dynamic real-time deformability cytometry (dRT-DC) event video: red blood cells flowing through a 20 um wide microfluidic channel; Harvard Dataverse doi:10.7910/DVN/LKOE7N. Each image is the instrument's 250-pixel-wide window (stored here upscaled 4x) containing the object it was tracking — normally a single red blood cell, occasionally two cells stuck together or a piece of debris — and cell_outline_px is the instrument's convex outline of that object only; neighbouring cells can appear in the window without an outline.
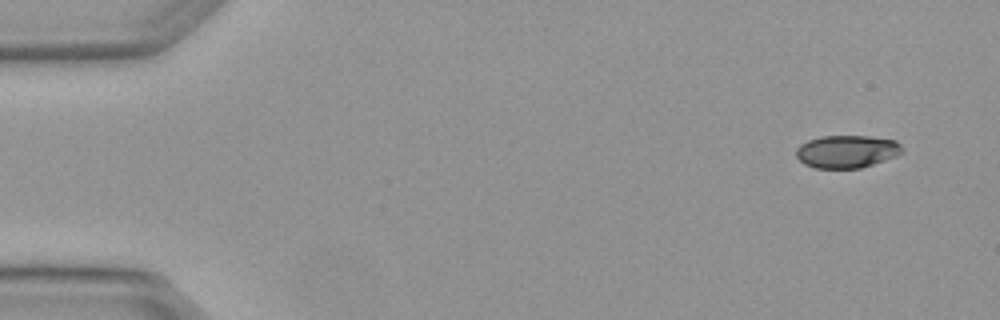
{"species": "Egyptian fruit bat (a non-hibernating species)", "species_latin": "Rousettus aegyptiacus", "temperature_condition": "warm", "stored_images_in_passage": 3, "camera_frame_rate_fps": 3000, "um_per_image_px": 0.085, "animal": {"sex": "female"}, "frame": {"image": 1, "passage_image": 1, "time_ms": 0.0, "image_size_px": [1000, 320], "cell_outline_px": [[904, 152], [896, 156], [860, 168], [816, 168], [804, 164], [796, 156], [796, 148], [800, 144], [808, 140], [820, 136], [868, 136], [896, 140], [900, 144]], "centroid_in_image_um": [71.97, 12.87], "position_along_channel_um": 13.0, "area_um2": 20.23}}
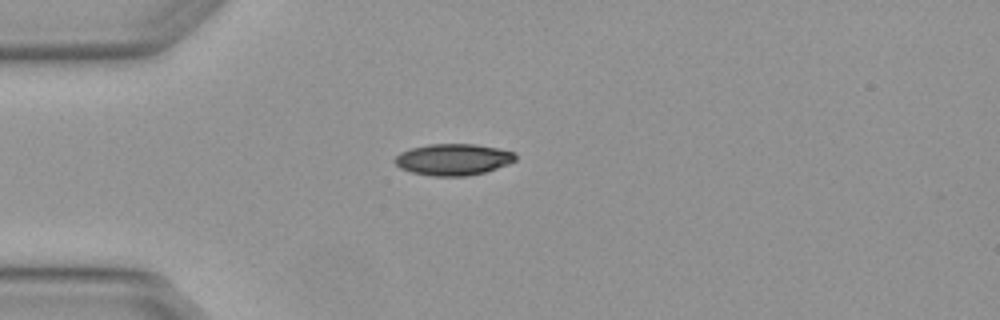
{"frame": {"image": 2, "passage_image": 3, "time_ms": 0.667, "image_size_px": [1000, 320], "cell_outline_px": [[516, 160], [508, 164], [484, 172], [468, 176], [432, 176], [412, 172], [400, 168], [392, 160], [400, 152], [412, 148], [428, 144], [476, 144], [516, 152]], "centroid_in_image_um": [38.51, 13.55], "position_along_channel_um": 46.5, "area_um2": 22.14}}